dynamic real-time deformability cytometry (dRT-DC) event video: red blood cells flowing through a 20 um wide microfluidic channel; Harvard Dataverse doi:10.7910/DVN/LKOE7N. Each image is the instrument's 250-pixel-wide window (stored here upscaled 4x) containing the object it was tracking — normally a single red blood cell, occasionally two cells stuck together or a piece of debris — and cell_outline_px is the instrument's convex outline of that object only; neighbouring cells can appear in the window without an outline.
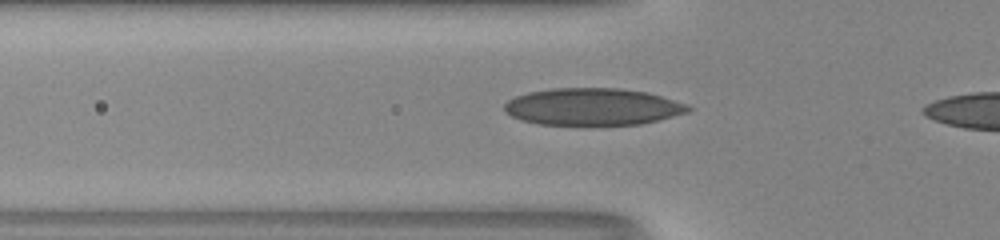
{"species": "human", "species_latin": "Homo sapiens", "temperature_condition": "room temperature", "stored_images_in_passage": 35, "camera_frame_rate_fps": 3000, "um_per_image_px": 0.085, "donor": {"sex": "male"}, "frame": {"image": 1, "passage_image": 9, "time_ms": 2.667, "image_size_px": [1000, 240], "cell_outline_px": [[692, 108], [688, 112], [640, 124], [540, 124], [524, 120], [512, 116], [504, 112], [504, 104], [508, 100], [516, 96], [528, 92], [552, 88], [620, 88], [648, 92], [688, 104]], "centroid_in_image_um": [50.38, 9.05], "position_along_channel_um": 75.4, "area_um2": 39.42}}
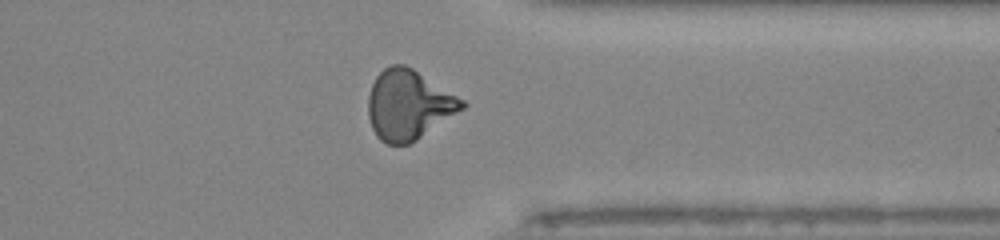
{"frame": {"image": 2, "passage_image": 31, "time_ms": 10.0, "image_size_px": [1000, 240], "cell_outline_px": [[468, 104], [464, 108], [416, 140], [408, 144], [388, 144], [380, 140], [376, 136], [372, 128], [368, 116], [368, 96], [372, 84], [376, 76], [384, 68], [392, 64], [404, 64], [412, 68], [464, 100]], "centroid_in_image_um": [34.7, 8.91], "position_along_channel_um": 376.7, "area_um2": 37.86}}